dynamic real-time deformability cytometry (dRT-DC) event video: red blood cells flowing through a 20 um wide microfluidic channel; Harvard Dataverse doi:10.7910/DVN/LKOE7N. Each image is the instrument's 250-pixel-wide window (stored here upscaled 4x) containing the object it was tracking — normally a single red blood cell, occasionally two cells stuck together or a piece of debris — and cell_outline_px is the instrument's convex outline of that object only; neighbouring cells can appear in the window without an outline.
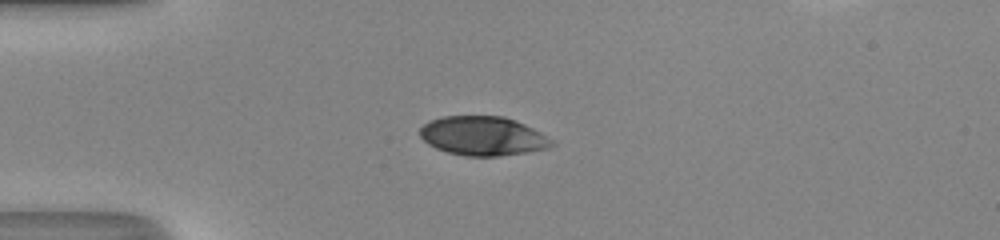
{"species": "human", "species_latin": "Homo sapiens", "temperature_condition": "room temperature", "stored_images_in_passage": 37, "segment_of_instrument_passage": [1, 2], "camera_frame_rate_fps": 3000, "um_per_image_px": 0.085, "donor": {"sex": "male"}, "frame": {"image": 1, "passage_image": 1, "time_ms": 0.0, "image_size_px": [1000, 240], "cell_outline_px": [[556, 144], [548, 148], [528, 152], [500, 156], [464, 156], [448, 152], [436, 148], [428, 144], [420, 136], [420, 128], [428, 120], [444, 116], [504, 116], [524, 124], [540, 132], [552, 140]], "centroid_in_image_um": [41.04, 11.56], "position_along_channel_um": 44.0, "area_um2": 30.06}}
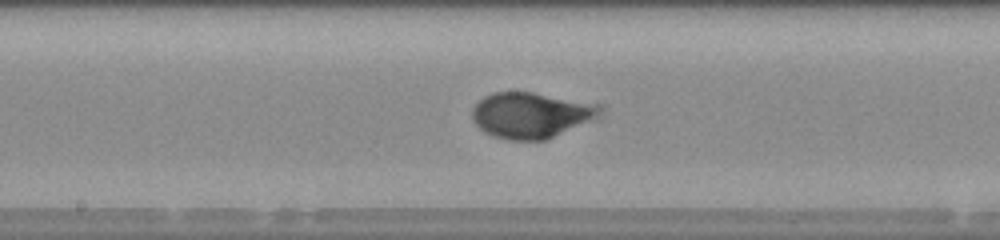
{"frame": {"image": 2, "passage_image": 14, "time_ms": 4.333, "image_size_px": [1000, 240], "cell_outline_px": [[592, 116], [544, 140], [508, 140], [492, 136], [484, 132], [472, 120], [472, 108], [484, 96], [492, 92], [532, 92], [584, 104], [592, 108]], "centroid_in_image_um": [44.78, 9.8], "position_along_channel_um": 203.4, "area_um2": 31.62}}
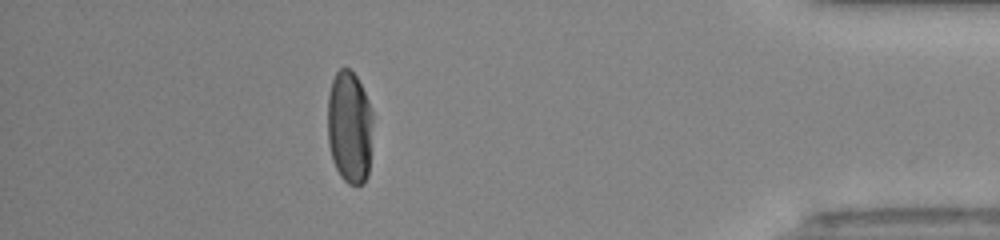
{"frame": {"image": 3, "passage_image": 31, "time_ms": 10.0, "image_size_px": [1000, 240], "cell_outline_px": [[372, 124], [368, 176], [364, 184], [348, 184], [340, 176], [332, 160], [328, 144], [328, 96], [332, 80], [336, 72], [340, 68], [348, 68], [356, 76], [372, 108]], "centroid_in_image_um": [29.7, 10.82], "position_along_channel_um": 405.5, "area_um2": 29.82}}